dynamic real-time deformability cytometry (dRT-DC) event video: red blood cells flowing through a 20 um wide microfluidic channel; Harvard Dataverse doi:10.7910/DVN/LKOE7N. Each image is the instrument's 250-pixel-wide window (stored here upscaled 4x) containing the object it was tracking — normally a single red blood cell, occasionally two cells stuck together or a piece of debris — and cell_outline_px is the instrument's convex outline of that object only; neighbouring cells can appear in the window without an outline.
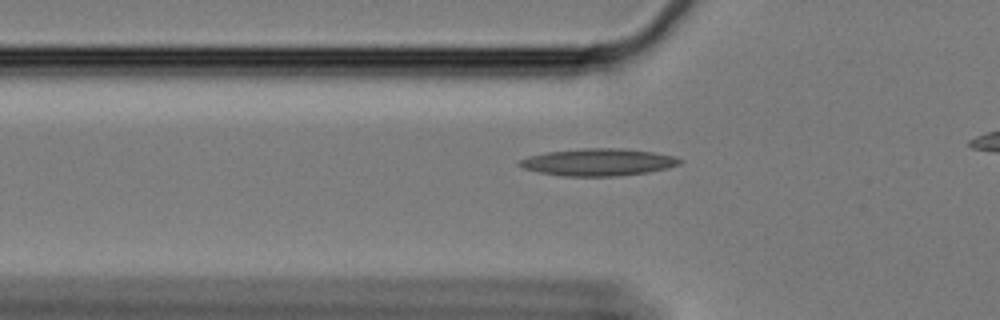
{"species": "Egyptian fruit bat (a non-hibernating species)", "species_latin": "Rousettus aegyptiacus", "temperature_condition": "cold", "stored_images_in_passage": 37, "camera_frame_rate_fps": 3000, "um_per_image_px": 0.085, "animal": {"sex": "female"}, "frame": {"image": 1, "passage_image": 4, "time_ms": 1.0, "image_size_px": [1000, 320], "cell_outline_px": [[684, 160], [680, 164], [668, 168], [648, 172], [616, 176], [564, 176], [540, 172], [524, 168], [516, 164], [520, 160], [528, 156], [548, 152], [584, 148], [620, 148], [652, 152], [672, 156]], "centroid_in_image_um": [50.85, 13.78], "position_along_channel_um": 74.9, "area_um2": 25.2}}
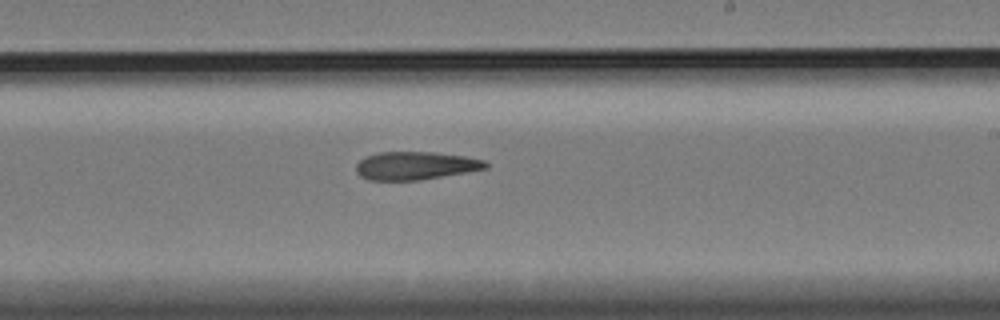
{"frame": {"image": 2, "passage_image": 20, "time_ms": 6.333, "image_size_px": [1000, 320], "cell_outline_px": [[488, 168], [416, 180], [368, 180], [360, 176], [356, 172], [356, 164], [364, 156], [380, 152], [436, 152], [464, 156], [484, 160], [488, 164]], "centroid_in_image_um": [35.27, 14.07], "position_along_channel_um": 253.7, "area_um2": 21.04}}
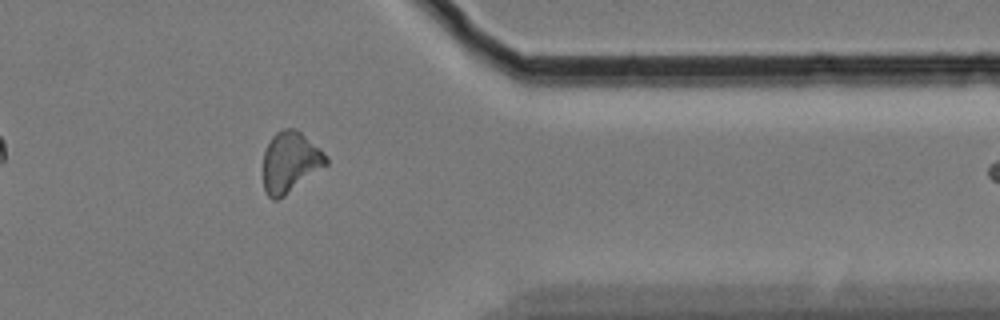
{"frame": {"image": 3, "passage_image": 33, "time_ms": 10.667, "image_size_px": [1000, 320], "cell_outline_px": [[328, 164], [284, 196], [276, 200], [272, 200], [268, 196], [264, 188], [264, 152], [272, 136], [276, 132], [284, 128], [296, 128], [320, 148], [328, 156]], "centroid_in_image_um": [24.68, 13.76], "position_along_channel_um": 386.7, "area_um2": 22.2}}